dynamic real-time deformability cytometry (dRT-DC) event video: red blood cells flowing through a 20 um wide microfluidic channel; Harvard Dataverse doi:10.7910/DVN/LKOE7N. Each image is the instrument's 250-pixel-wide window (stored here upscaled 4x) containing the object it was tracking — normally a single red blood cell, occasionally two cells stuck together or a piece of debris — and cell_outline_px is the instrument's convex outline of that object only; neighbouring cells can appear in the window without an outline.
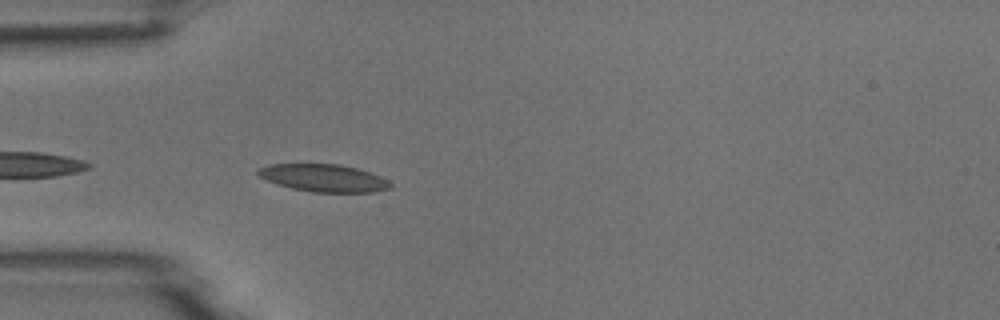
{"species": "common noctule bat (a hibernating species)", "species_latin": "Nyctalus noctula", "temperature_condition": "room temperature", "stored_images_in_passage": 5, "camera_frame_rate_fps": 3000, "um_per_image_px": 0.085, "animal": {"sex": "male", "body_mass_g": 18.8}, "frame": {"image": 1, "passage_image": 5, "time_ms": 4.333, "image_size_px": [1000, 320], "cell_outline_px": [[392, 188], [372, 192], [312, 192], [292, 188], [276, 184], [260, 176], [256, 172], [256, 168], [268, 164], [340, 164], [356, 168], [380, 176], [388, 180], [392, 184]], "centroid_in_image_um": [27.5, 15.12], "position_along_channel_um": 57.5, "area_um2": 21.21}}